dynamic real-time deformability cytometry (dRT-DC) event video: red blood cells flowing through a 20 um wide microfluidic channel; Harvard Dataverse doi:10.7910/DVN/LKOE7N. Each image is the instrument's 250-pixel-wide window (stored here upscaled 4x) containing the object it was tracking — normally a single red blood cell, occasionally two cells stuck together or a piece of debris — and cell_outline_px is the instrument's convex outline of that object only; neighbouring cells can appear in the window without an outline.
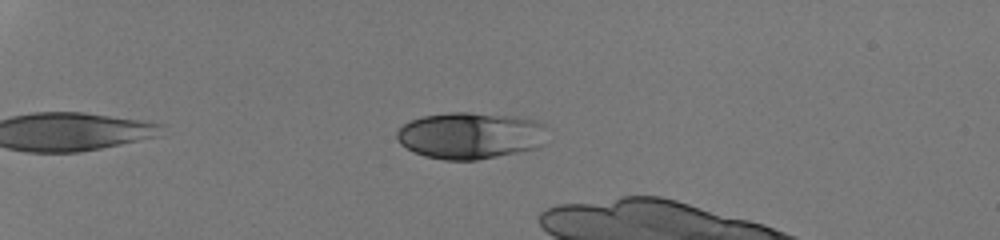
{"species": "human", "species_latin": "Homo sapiens", "temperature_condition": "room temperature", "stored_images_in_passage": 34, "camera_frame_rate_fps": 3000, "um_per_image_px": 0.085, "donor": {"sex": "male"}, "frame": {"image": 1, "passage_image": 1, "time_ms": 0.0, "image_size_px": [1000, 240], "cell_outline_px": [[544, 144], [540, 148], [476, 160], [444, 160], [424, 156], [412, 152], [400, 144], [396, 140], [396, 132], [404, 124], [412, 120], [424, 116], [448, 112], [468, 112], [516, 116], [536, 120], [544, 124]], "centroid_in_image_um": [39.97, 11.53], "position_along_channel_um": 45.0, "area_um2": 41.27}}
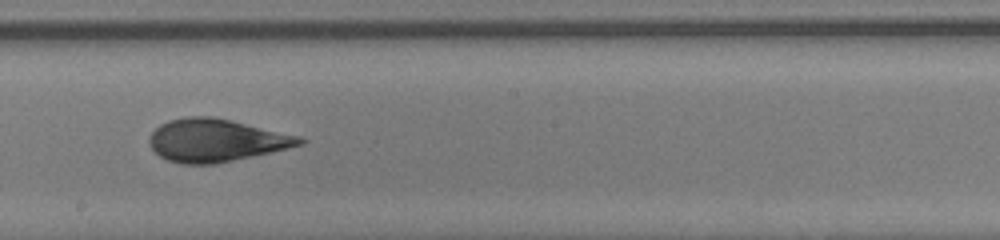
{"frame": {"image": 2, "passage_image": 19, "time_ms": 6.0, "image_size_px": [1000, 240], "cell_outline_px": [[308, 140], [304, 144], [216, 164], [180, 164], [168, 160], [160, 156], [152, 148], [148, 140], [152, 132], [160, 124], [168, 120], [188, 116], [212, 116], [300, 136]], "centroid_in_image_um": [18.34, 11.92], "position_along_channel_um": 229.9, "area_um2": 37.17}}
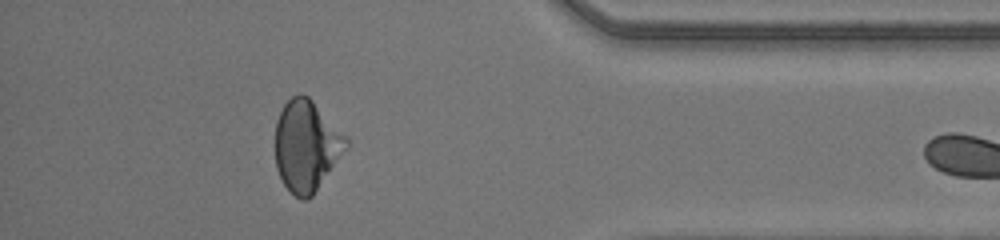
{"frame": {"image": 3, "passage_image": 33, "time_ms": 10.667, "image_size_px": [1000, 240], "cell_outline_px": [[348, 148], [312, 196], [308, 200], [300, 200], [284, 184], [276, 168], [276, 120], [284, 104], [292, 96], [300, 92], [308, 96], [348, 136]], "centroid_in_image_um": [26.07, 12.38], "position_along_channel_um": 409.1, "area_um2": 37.74}}